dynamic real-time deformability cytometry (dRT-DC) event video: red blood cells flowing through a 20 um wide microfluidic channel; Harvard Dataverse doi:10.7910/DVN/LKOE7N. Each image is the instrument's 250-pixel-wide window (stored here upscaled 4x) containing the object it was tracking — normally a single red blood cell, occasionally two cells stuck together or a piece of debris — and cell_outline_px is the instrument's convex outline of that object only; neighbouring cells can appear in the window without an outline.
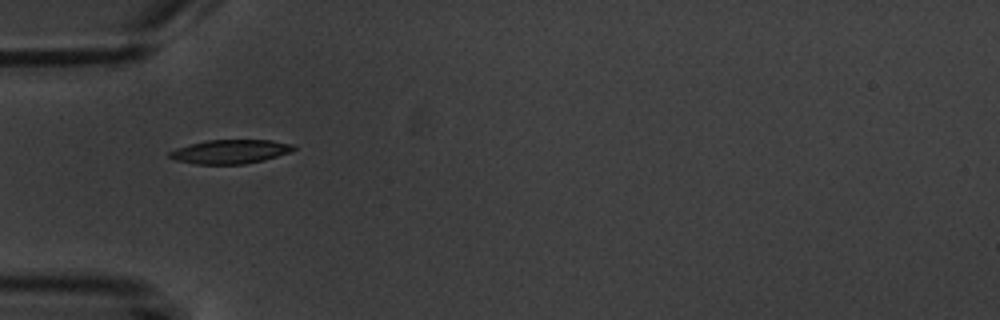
{"species": "common noctule bat (a hibernating species)", "species_latin": "Nyctalus noctula", "temperature_condition": "warm", "stored_images_in_passage": 14, "camera_frame_rate_fps": 3000, "um_per_image_px": 0.085, "animal": {"sex": "male", "body_mass_g": 20.1, "forearm_length_mm": 53.5}, "frame": {"image": 1, "passage_image": 5, "time_ms": 5.667, "image_size_px": [1000, 320], "cell_outline_px": [[296, 148], [292, 152], [264, 160], [244, 164], [196, 164], [176, 160], [168, 156], [168, 152], [176, 148], [188, 144], [208, 140], [272, 140], [292, 144]], "centroid_in_image_um": [19.58, 12.88], "position_along_channel_um": 65.4, "area_um2": 17.4}}
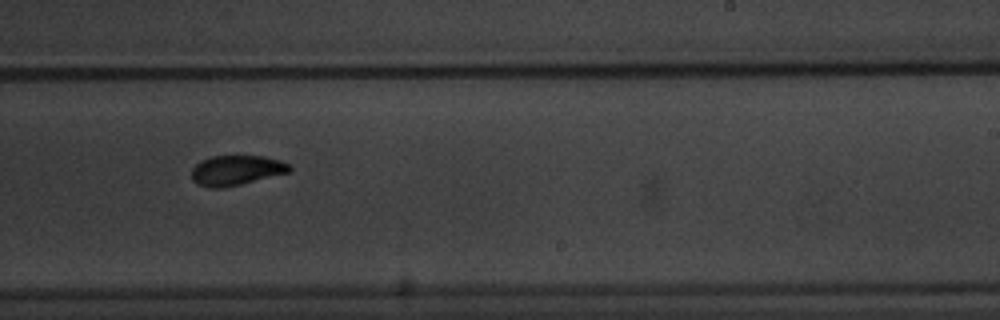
{"frame": {"image": 2, "passage_image": 10, "time_ms": 11.333, "image_size_px": [1000, 320], "cell_outline_px": [[292, 168], [288, 172], [240, 184], [220, 188], [212, 188], [196, 184], [192, 180], [192, 168], [200, 160], [212, 156], [264, 156], [280, 160], [288, 164]], "centroid_in_image_um": [20.04, 14.47], "position_along_channel_um": 269.0, "area_um2": 16.94}}
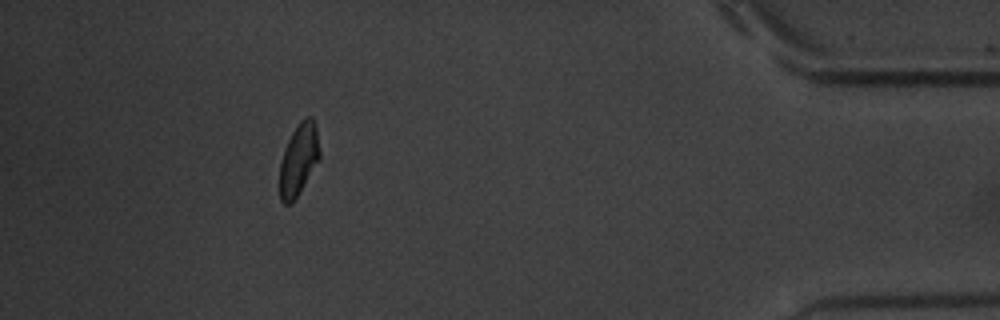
{"frame": {"image": 3, "passage_image": 14, "time_ms": 16.667, "image_size_px": [1000, 320], "cell_outline_px": [[320, 160], [296, 196], [288, 204], [284, 204], [280, 200], [280, 164], [284, 148], [292, 132], [300, 120], [304, 116], [312, 116], [316, 124], [320, 152]], "centroid_in_image_um": [25.41, 13.49], "position_along_channel_um": 409.8, "area_um2": 16.7}, "authors_computed_cell_mechanics": {"area_um2": 17.4267, "velocity_mm_per_s": 3.6036, "shape_relaxation_time_tau1_ms": 3.6486, "shape_relaxation_time_tau2_ms": 2.4982, "deformation_change_tau1": 0.1152, "deformation_change_tau2": 0.0636}}